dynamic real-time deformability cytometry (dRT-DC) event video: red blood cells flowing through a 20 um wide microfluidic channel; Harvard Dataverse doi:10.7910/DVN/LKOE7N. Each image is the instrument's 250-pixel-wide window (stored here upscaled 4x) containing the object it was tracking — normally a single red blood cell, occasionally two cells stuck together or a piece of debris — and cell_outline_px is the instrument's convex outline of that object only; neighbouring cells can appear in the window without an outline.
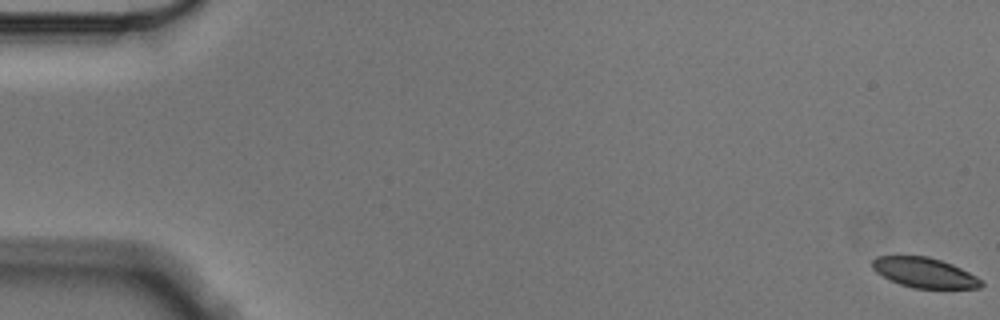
{"species": "Egyptian fruit bat (a non-hibernating species)", "species_latin": "Rousettus aegyptiacus", "temperature_condition": "cold", "stored_images_in_passage": 58, "camera_frame_rate_fps": 3000, "um_per_image_px": 0.085, "animal": {"sex": "male"}, "frame": {"image": 1, "passage_image": 1, "time_ms": 0.0, "image_size_px": [1000, 320], "cell_outline_px": [[984, 284], [980, 288], [912, 288], [900, 284], [876, 272], [872, 268], [872, 260], [876, 256], [928, 256], [952, 264], [976, 276]], "centroid_in_image_um": [78.57, 23.17], "position_along_channel_um": 6.4, "area_um2": 18.84}}
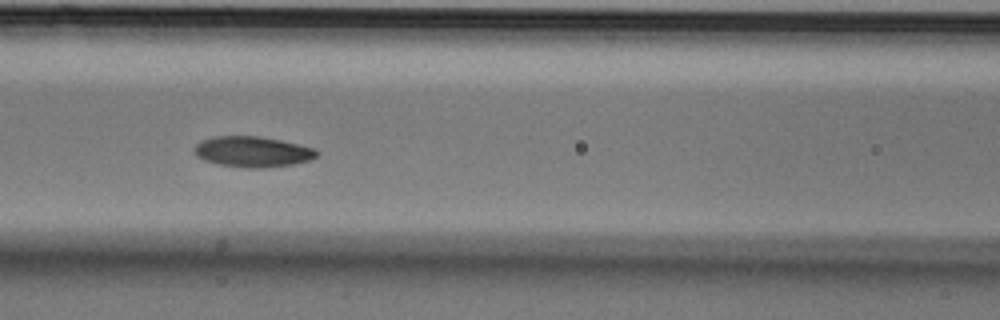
{"frame": {"image": 2, "passage_image": 26, "time_ms": 8.333, "image_size_px": [1000, 320], "cell_outline_px": [[320, 152], [316, 156], [308, 160], [292, 164], [264, 168], [244, 168], [216, 164], [204, 160], [196, 156], [196, 144], [200, 140], [216, 136], [260, 136], [280, 140], [312, 148]], "centroid_in_image_um": [21.43, 12.9], "position_along_channel_um": 145.2, "area_um2": 21.73}}
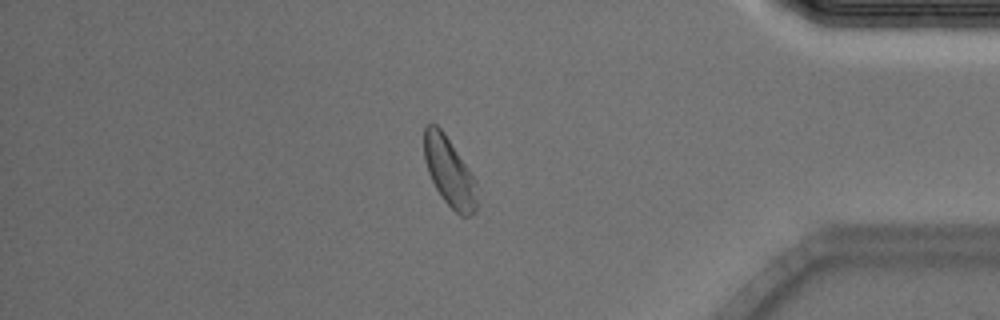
{"frame": {"image": 3, "passage_image": 50, "time_ms": 16.333, "image_size_px": [1000, 320], "cell_outline_px": [[476, 212], [472, 216], [460, 216], [444, 200], [436, 188], [428, 172], [424, 160], [424, 128], [428, 124], [436, 124], [444, 132], [476, 180]], "centroid_in_image_um": [38.19, 14.61], "position_along_channel_um": 397.0, "area_um2": 21.1}, "authors_computed_cell_mechanics": {"area_um2": 21.4727, "velocity_mm_per_s": 3.524, "shape_relaxation_time_tau1_ms": 2.3631, "shape_relaxation_time_tau2_ms": 7.0437, "deformation_change_tau1": 0.0995, "deformation_change_tau2": 0.0789}}